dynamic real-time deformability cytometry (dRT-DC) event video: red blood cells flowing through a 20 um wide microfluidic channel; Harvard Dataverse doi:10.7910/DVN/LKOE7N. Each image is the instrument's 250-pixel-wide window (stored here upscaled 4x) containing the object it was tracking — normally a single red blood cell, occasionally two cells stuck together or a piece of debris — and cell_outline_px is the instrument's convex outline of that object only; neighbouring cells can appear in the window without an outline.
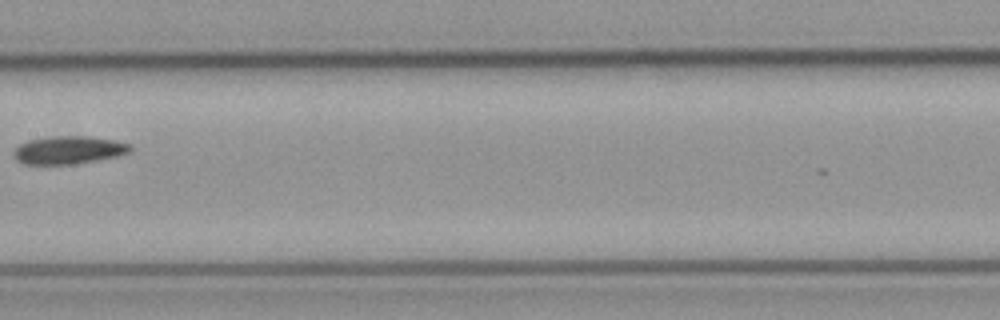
{"species": "common noctule bat (a hibernating species)", "species_latin": "Nyctalus noctula", "temperature_condition": "cold", "stored_images_in_passage": 7, "camera_frame_rate_fps": 3000, "um_per_image_px": 0.085, "animal": {"sex": "male", "body_mass_g": 23.1, "forearm_length_mm": 52.7}, "frame": {"image": 1, "passage_image": 7, "time_ms": 8.667, "image_size_px": [1000, 320], "cell_outline_px": [[132, 152], [116, 156], [96, 160], [72, 164], [24, 164], [16, 160], [12, 156], [12, 152], [20, 144], [28, 140], [52, 136], [88, 136], [116, 140], [132, 144]], "centroid_in_image_um": [5.84, 12.74], "position_along_channel_um": 201.6, "area_um2": 19.13}}